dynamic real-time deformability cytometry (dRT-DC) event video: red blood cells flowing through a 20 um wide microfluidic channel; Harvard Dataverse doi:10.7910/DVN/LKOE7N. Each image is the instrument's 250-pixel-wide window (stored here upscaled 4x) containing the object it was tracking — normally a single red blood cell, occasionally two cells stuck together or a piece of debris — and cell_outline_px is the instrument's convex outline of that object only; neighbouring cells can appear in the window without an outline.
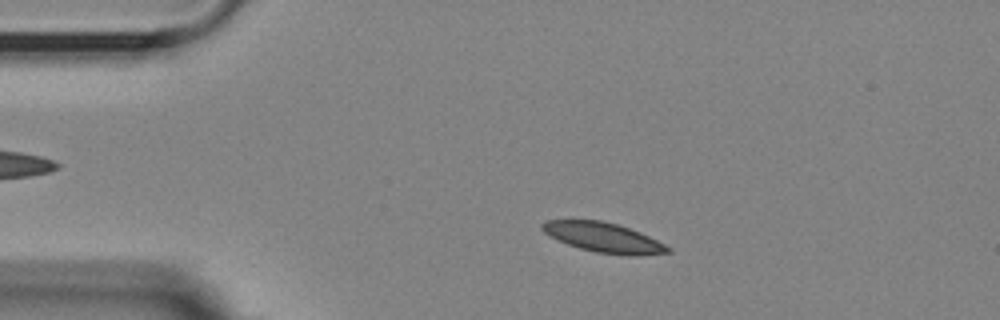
{"species": "Egyptian fruit bat (a non-hibernating species)", "species_latin": "Rousettus aegyptiacus", "temperature_condition": "room temperature", "stored_images_in_passage": 52, "camera_frame_rate_fps": 3000, "um_per_image_px": 0.085, "animal": {"sex": "female"}, "frame": {"image": 1, "passage_image": 8, "time_ms": 2.333, "image_size_px": [1000, 320], "cell_outline_px": [[672, 252], [636, 256], [628, 256], [596, 252], [580, 248], [556, 240], [548, 236], [540, 228], [540, 224], [544, 220], [600, 220], [616, 224], [640, 232], [672, 248]], "centroid_in_image_um": [51.27, 20.19], "position_along_channel_um": 33.7, "area_um2": 21.85}}
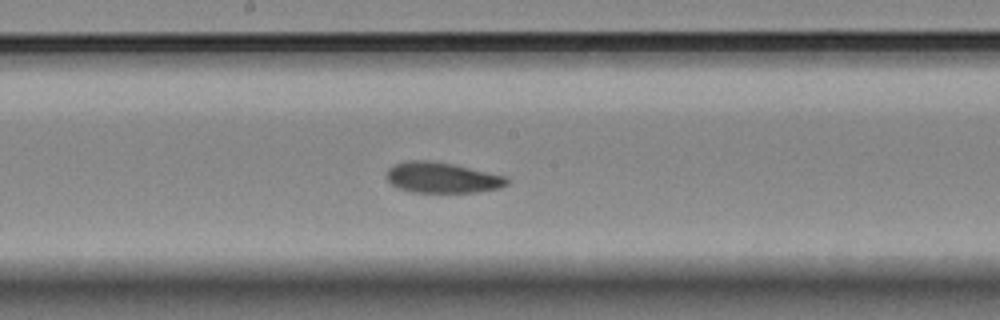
{"frame": {"image": 2, "passage_image": 26, "time_ms": 8.333, "image_size_px": [1000, 320], "cell_outline_px": [[508, 184], [500, 188], [476, 192], [412, 192], [396, 188], [388, 180], [388, 168], [396, 164], [408, 160], [428, 160], [452, 164], [508, 176]], "centroid_in_image_um": [37.6, 15.1], "position_along_channel_um": 210.6, "area_um2": 21.44}}
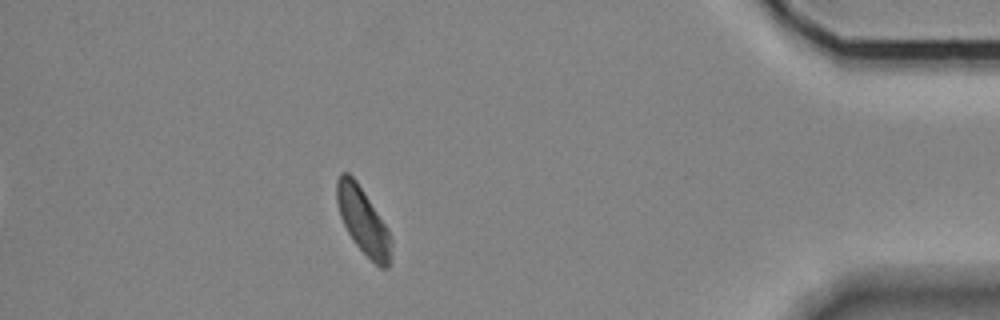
{"frame": {"image": 3, "passage_image": 46, "time_ms": 15.0, "image_size_px": [1000, 320], "cell_outline_px": [[392, 244], [388, 268], [380, 268], [356, 244], [348, 232], [340, 216], [336, 200], [336, 180], [340, 172], [348, 172], [356, 180], [388, 228], [392, 240]], "centroid_in_image_um": [30.85, 18.74], "position_along_channel_um": 404.3, "area_um2": 20.87}, "authors_computed_cell_mechanics": {"area_um2": 21.7328, "velocity_mm_per_s": 3.5915, "shape_relaxation_time_tau1_ms": 3.0662, "shape_relaxation_time_tau2_ms": 2.9431, "deformation_change_tau1": 0.0878, "deformation_change_tau2": 0.0712}}